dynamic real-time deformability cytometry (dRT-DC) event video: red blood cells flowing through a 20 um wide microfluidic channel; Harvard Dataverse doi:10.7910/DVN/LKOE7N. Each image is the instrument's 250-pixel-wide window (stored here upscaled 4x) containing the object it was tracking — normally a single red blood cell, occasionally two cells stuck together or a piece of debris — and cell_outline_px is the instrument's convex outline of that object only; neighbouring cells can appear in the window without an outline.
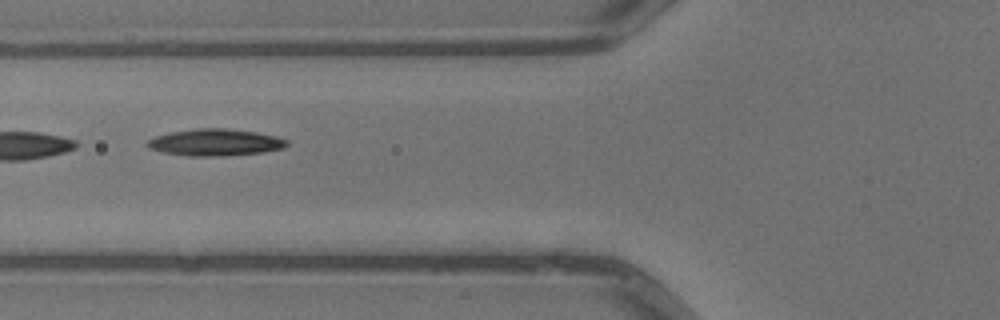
{"species": "common noctule bat (a hibernating species)", "species_latin": "Nyctalus noctula", "temperature_condition": "warm", "stored_images_in_passage": 2, "camera_frame_rate_fps": 3000, "um_per_image_px": 0.085, "animal": {"sex": "male", "body_mass_g": 13.3}, "frame": {"image": 1, "passage_image": 2, "time_ms": 0.333, "image_size_px": [1000, 320], "cell_outline_px": [[288, 144], [284, 148], [264, 152], [224, 156], [188, 156], [164, 152], [148, 148], [144, 144], [148, 140], [156, 136], [172, 132], [196, 128], [224, 128], [256, 132], [276, 136], [288, 140]], "centroid_in_image_um": [18.3, 12.11], "position_along_channel_um": 107.5, "area_um2": 21.85}}